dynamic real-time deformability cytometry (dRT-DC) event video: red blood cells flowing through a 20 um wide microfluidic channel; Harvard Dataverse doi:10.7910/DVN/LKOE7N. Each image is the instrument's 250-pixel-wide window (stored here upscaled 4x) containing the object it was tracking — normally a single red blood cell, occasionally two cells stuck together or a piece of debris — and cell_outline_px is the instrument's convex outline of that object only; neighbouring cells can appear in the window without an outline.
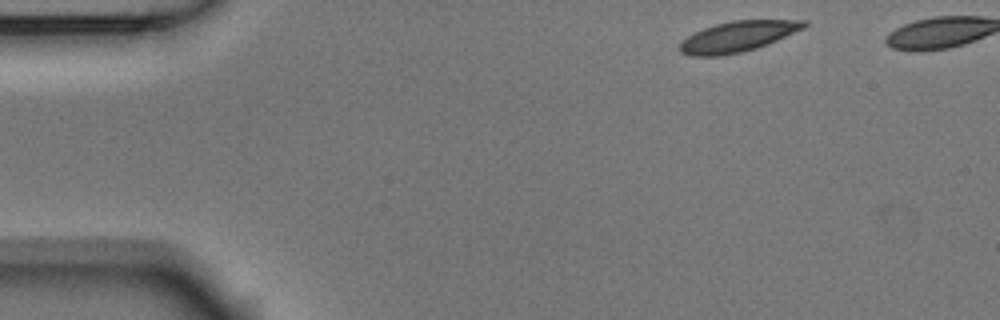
{"species": "Egyptian fruit bat (a non-hibernating species)", "species_latin": "Rousettus aegyptiacus", "temperature_condition": "room temperature", "stored_images_in_passage": 4, "camera_frame_rate_fps": 3000, "um_per_image_px": 0.085, "animal": {"sex": "male"}, "frame": {"image": 1, "passage_image": 1, "time_ms": 0.0, "image_size_px": [1000, 320], "cell_outline_px": [[808, 24], [804, 28], [776, 40], [756, 48], [740, 52], [720, 56], [692, 56], [680, 52], [680, 44], [688, 36], [704, 28], [716, 24], [732, 20], [808, 20]], "centroid_in_image_um": [62.72, 3.1], "position_along_channel_um": 22.3, "area_um2": 21.79}}